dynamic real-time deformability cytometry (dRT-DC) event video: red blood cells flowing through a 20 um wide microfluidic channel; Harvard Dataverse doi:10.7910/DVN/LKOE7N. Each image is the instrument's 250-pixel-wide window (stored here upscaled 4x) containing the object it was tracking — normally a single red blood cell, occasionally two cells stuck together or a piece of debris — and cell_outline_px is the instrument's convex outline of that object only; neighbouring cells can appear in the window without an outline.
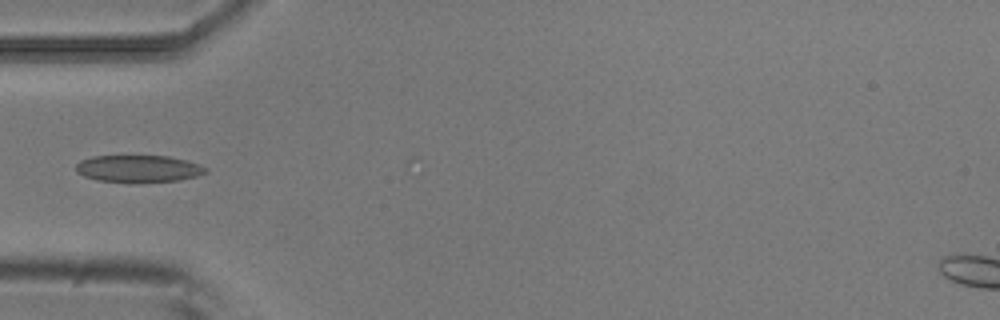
{"species": "common noctule bat (a hibernating species)", "species_latin": "Nyctalus noctula", "temperature_condition": "room temperature", "stored_images_in_passage": 6, "camera_frame_rate_fps": 3000, "um_per_image_px": 0.085, "animal": {"sex": "male", "body_mass_g": 20.5, "forearm_length_mm": 52.5}, "frame": {"image": 1, "passage_image": 4, "time_ms": 1.0, "image_size_px": [1000, 320], "cell_outline_px": [[208, 172], [196, 176], [180, 180], [136, 184], [96, 180], [84, 176], [76, 172], [76, 164], [80, 160], [92, 156], [168, 156], [188, 160], [200, 164], [208, 168]], "centroid_in_image_um": [11.78, 14.36], "position_along_channel_um": 73.2, "area_um2": 21.1}}
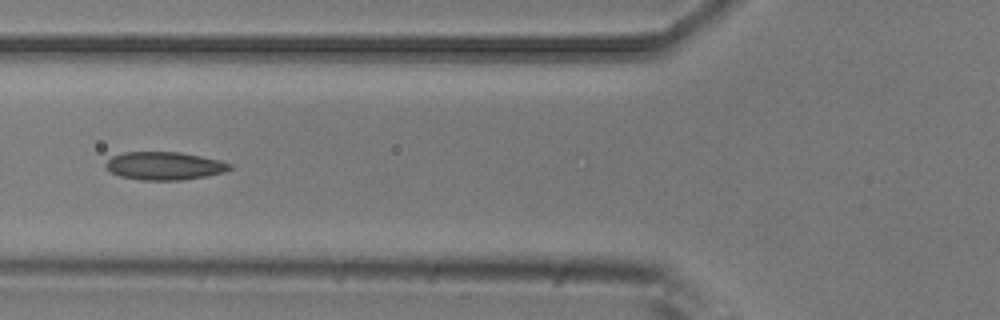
{"frame": {"image": 2, "passage_image": 5, "time_ms": 1.333, "image_size_px": [1000, 320], "cell_outline_px": [[232, 168], [224, 172], [204, 176], [180, 180], [140, 180], [120, 176], [112, 172], [104, 164], [112, 156], [124, 152], [180, 152], [220, 160], [232, 164]], "centroid_in_image_um": [13.98, 14.09], "position_along_channel_um": 111.8, "area_um2": 20.11}}